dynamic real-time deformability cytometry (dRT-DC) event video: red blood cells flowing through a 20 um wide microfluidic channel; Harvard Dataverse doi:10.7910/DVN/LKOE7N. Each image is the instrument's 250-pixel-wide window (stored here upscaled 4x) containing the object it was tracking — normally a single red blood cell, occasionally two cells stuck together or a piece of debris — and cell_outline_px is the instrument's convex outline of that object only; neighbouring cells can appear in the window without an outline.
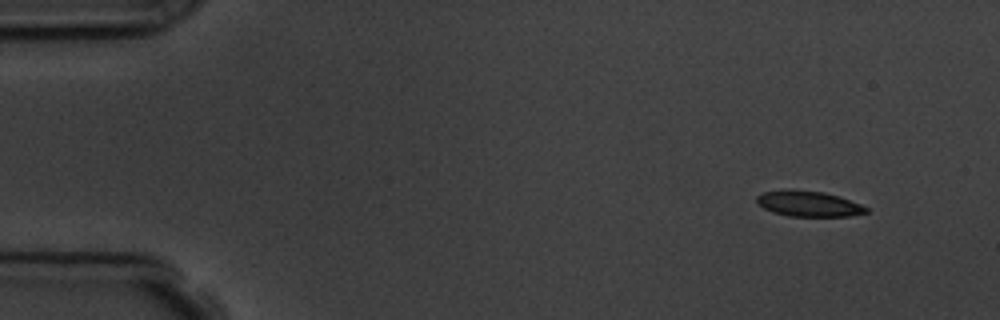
{"species": "common noctule bat (a hibernating species)", "species_latin": "Nyctalus noctula", "temperature_condition": "room temperature", "stored_images_in_passage": 4, "camera_frame_rate_fps": 3000, "um_per_image_px": 0.085, "animal": {"sex": "male", "body_mass_g": 19.5, "forearm_length_mm": 54.6}, "frame": {"image": 1, "passage_image": 1, "time_ms": 0.0, "image_size_px": [1000, 320], "cell_outline_px": [[868, 212], [848, 216], [788, 216], [772, 212], [756, 204], [756, 196], [764, 192], [788, 188], [824, 192], [860, 204], [868, 208]], "centroid_in_image_um": [68.66, 17.31], "position_along_channel_um": 16.3, "area_um2": 16.36}}
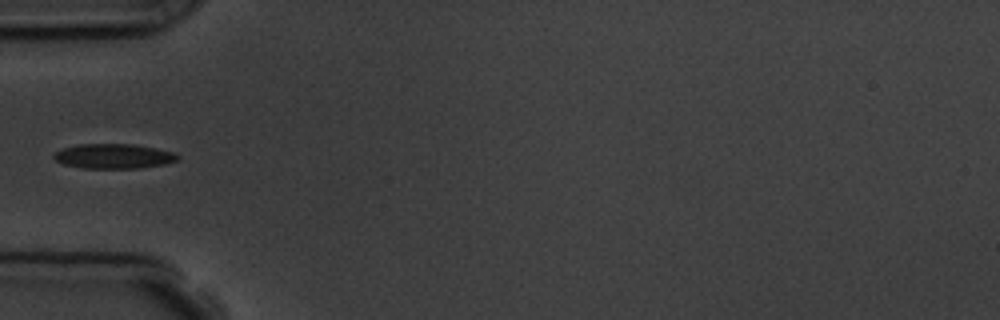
{"frame": {"image": 2, "passage_image": 4, "time_ms": 4.333, "image_size_px": [1000, 320], "cell_outline_px": [[180, 160], [164, 164], [140, 168], [84, 168], [64, 164], [56, 160], [52, 156], [56, 152], [64, 148], [76, 144], [132, 144], [156, 148], [176, 152], [180, 156]], "centroid_in_image_um": [9.72, 13.27], "position_along_channel_um": 75.3, "area_um2": 17.92}}